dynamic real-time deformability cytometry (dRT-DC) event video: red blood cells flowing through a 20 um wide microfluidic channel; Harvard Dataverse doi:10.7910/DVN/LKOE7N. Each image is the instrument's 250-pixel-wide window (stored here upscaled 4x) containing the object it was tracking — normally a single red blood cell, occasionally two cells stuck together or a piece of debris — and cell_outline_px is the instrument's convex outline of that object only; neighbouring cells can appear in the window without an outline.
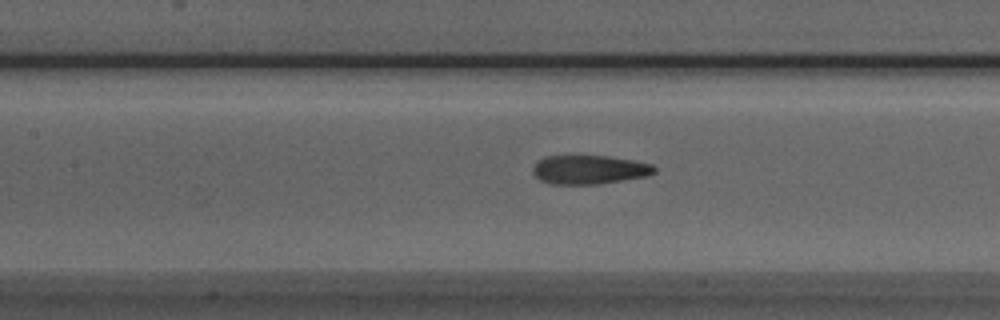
{"species": "Egyptian fruit bat (a non-hibernating species)", "species_latin": "Rousettus aegyptiacus", "temperature_condition": "room temperature", "stored_images_in_passage": 37, "camera_frame_rate_fps": 3000, "um_per_image_px": 0.085, "animal": {"sex": "male"}, "frame": {"image": 1, "passage_image": 8, "time_ms": 2.333, "image_size_px": [1000, 320], "cell_outline_px": [[656, 172], [648, 176], [600, 184], [552, 184], [540, 180], [532, 172], [532, 168], [536, 160], [544, 156], [608, 156], [632, 160], [652, 164], [656, 168]], "centroid_in_image_um": [50.08, 14.42], "position_along_channel_um": 157.3, "area_um2": 20.63}}
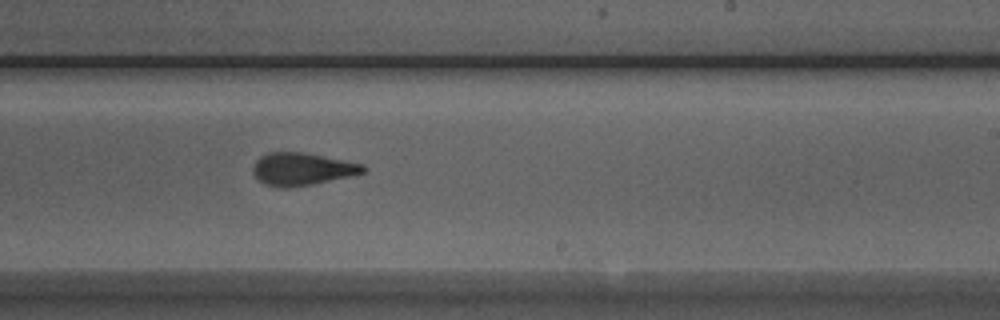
{"frame": {"image": 2, "passage_image": 16, "time_ms": 5.0, "image_size_px": [1000, 320], "cell_outline_px": [[368, 168], [364, 172], [348, 176], [312, 184], [284, 188], [264, 184], [252, 172], [252, 168], [256, 160], [260, 156], [268, 152], [304, 152], [364, 164]], "centroid_in_image_um": [25.66, 14.35], "position_along_channel_um": 263.3, "area_um2": 20.75}}
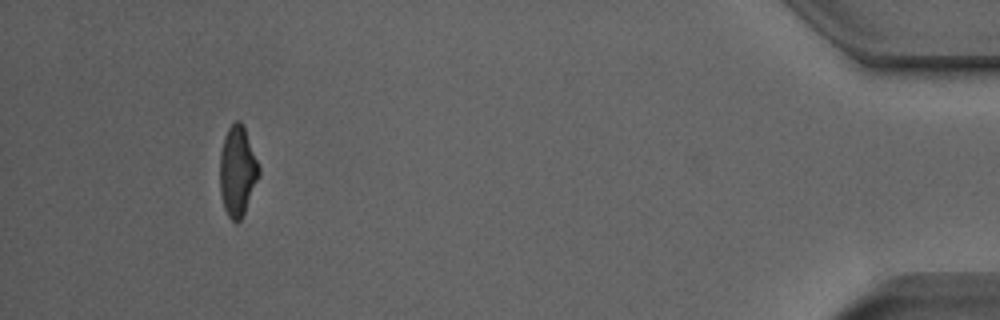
{"frame": {"image": 3, "passage_image": 33, "time_ms": 10.667, "image_size_px": [1000, 320], "cell_outline_px": [[260, 172], [244, 212], [240, 220], [236, 224], [228, 216], [224, 208], [220, 192], [220, 152], [224, 136], [228, 128], [236, 120], [240, 120], [244, 124], [260, 168]], "centroid_in_image_um": [20.17, 14.5], "position_along_channel_um": 415.0, "area_um2": 20.46}, "authors_computed_cell_mechanics": {"area_um2": 21.0392, "velocity_mm_per_s": 3.9879, "shape_relaxation_time_tau1_ms": 8.4234, "shape_relaxation_time_tau2_ms": 1.8182, "deformation_change_tau1": 0.2309, "deformation_change_tau2": 0.1077}}